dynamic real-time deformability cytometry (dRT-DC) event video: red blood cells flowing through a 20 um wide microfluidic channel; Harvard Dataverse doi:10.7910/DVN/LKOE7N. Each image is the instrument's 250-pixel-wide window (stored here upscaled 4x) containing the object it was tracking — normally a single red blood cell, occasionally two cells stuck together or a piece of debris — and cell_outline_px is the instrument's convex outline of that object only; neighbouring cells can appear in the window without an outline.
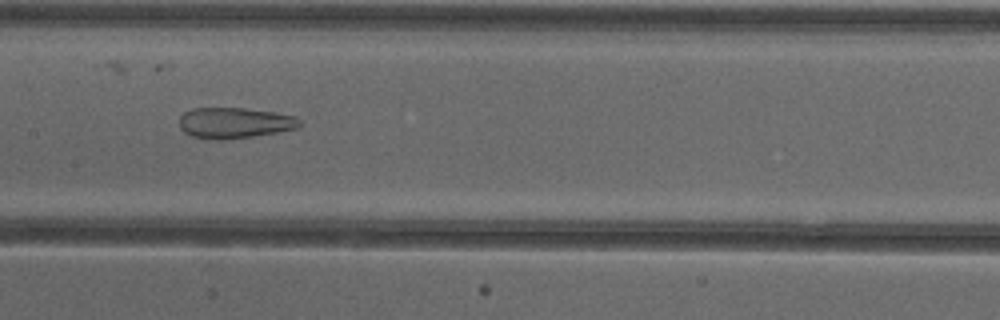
{"species": "common noctule bat (a hibernating species)", "species_latin": "Nyctalus noctula", "temperature_condition": "cold", "stored_images_in_passage": 41, "camera_frame_rate_fps": 3000, "um_per_image_px": 0.085, "animal": {"sex": "female"}, "frame": {"image": 1, "passage_image": 15, "time_ms": 4.667, "image_size_px": [1000, 320], "cell_outline_px": [[300, 124], [296, 128], [276, 132], [252, 136], [220, 140], [216, 140], [192, 136], [184, 132], [180, 128], [180, 116], [184, 112], [192, 108], [244, 108], [276, 112], [296, 116], [300, 120]], "centroid_in_image_um": [19.92, 10.43], "position_along_channel_um": 187.5, "area_um2": 21.5}}
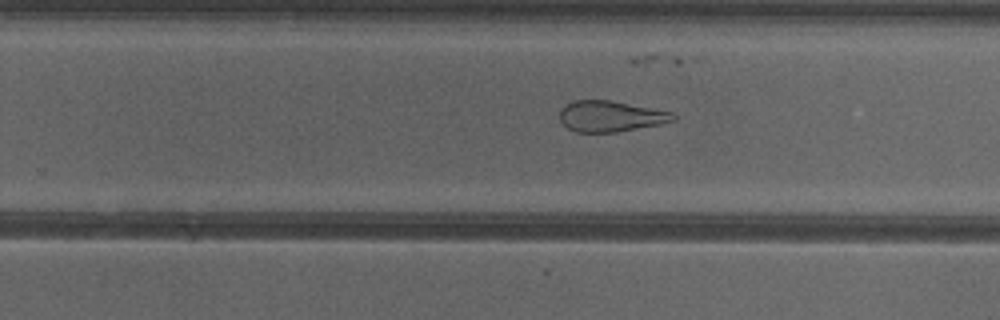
{"frame": {"image": 2, "passage_image": 22, "time_ms": 7.0, "image_size_px": [1000, 320], "cell_outline_px": [[676, 120], [660, 124], [616, 132], [576, 132], [568, 128], [560, 120], [560, 108], [572, 100], [608, 100], [672, 112], [676, 116]], "centroid_in_image_um": [51.87, 9.88], "position_along_channel_um": 277.9, "area_um2": 20.29}}
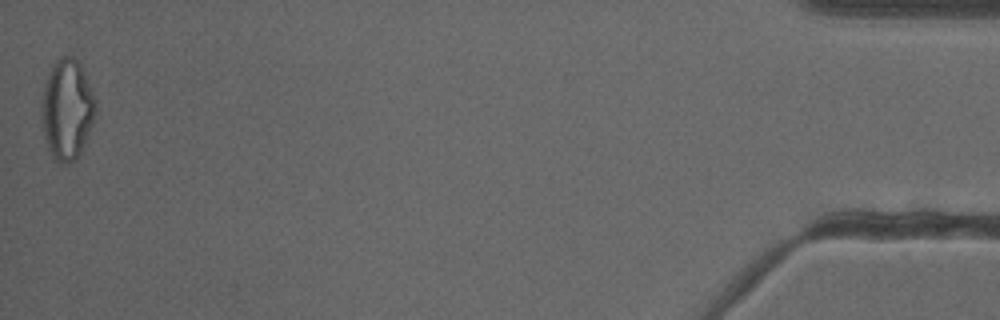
{"frame": {"image": 3, "passage_image": 41, "time_ms": 13.333, "image_size_px": [1000, 320], "cell_outline_px": [[96, 112], [92, 124], [80, 156], [76, 160], [64, 164], [60, 164], [52, 156], [48, 148], [44, 136], [40, 116], [40, 100], [44, 84], [56, 60], [60, 56], [72, 56], [80, 64], [84, 72], [96, 100]], "centroid_in_image_um": [5.68, 9.33], "position_along_channel_um": 429.5, "area_um2": 31.96}, "authors_computed_cell_mechanics": {"area_um2": 26.1256, "velocity_mm_per_s": 3.8979, "shape_relaxation_time_tau1_ms": null, "shape_relaxation_time_tau2_ms": 2.1547, "deformation_change_tau1": null, "deformation_change_tau2": 0.1184}}